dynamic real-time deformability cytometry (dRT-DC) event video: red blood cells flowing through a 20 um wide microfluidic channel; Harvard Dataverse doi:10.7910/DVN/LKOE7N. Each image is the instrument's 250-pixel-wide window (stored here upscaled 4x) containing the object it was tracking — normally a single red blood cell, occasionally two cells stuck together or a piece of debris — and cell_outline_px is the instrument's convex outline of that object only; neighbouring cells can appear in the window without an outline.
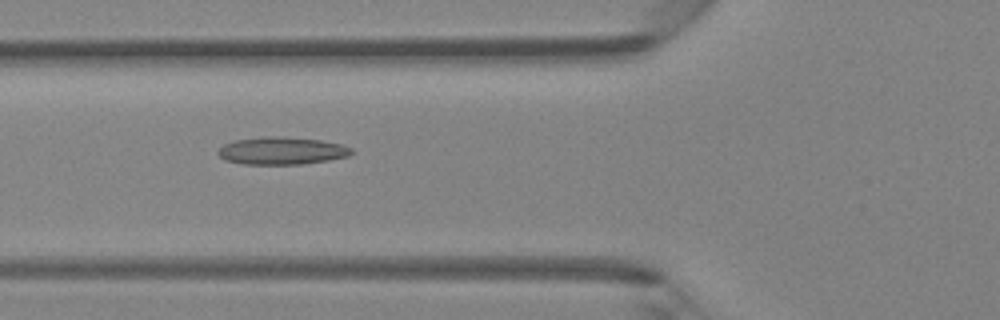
{"species": "Egyptian fruit bat (a non-hibernating species)", "species_latin": "Rousettus aegyptiacus", "temperature_condition": "room temperature", "stored_images_in_passage": 5, "camera_frame_rate_fps": 3000, "um_per_image_px": 0.085, "animal": {"sex": "female"}, "frame": {"image": 1, "passage_image": 5, "time_ms": 1.333, "image_size_px": [1000, 320], "cell_outline_px": [[352, 152], [348, 156], [328, 160], [304, 164], [244, 164], [224, 160], [216, 152], [224, 144], [236, 140], [264, 136], [276, 136], [320, 140], [340, 144], [352, 148]], "centroid_in_image_um": [23.93, 12.82], "position_along_channel_um": 101.9, "area_um2": 21.27}}